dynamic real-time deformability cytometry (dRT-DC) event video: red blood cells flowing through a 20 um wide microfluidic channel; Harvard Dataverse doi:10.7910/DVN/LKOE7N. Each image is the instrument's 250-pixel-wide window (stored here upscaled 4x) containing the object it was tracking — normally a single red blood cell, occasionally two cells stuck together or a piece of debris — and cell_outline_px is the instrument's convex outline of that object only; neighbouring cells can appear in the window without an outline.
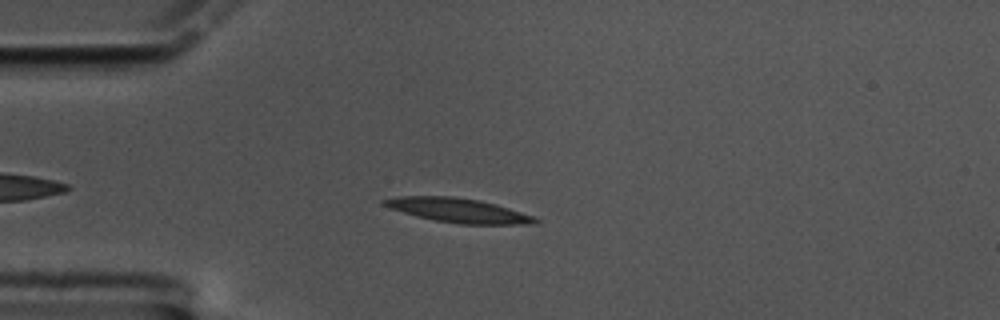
{"species": "common noctule bat (a hibernating species)", "species_latin": "Nyctalus noctula", "temperature_condition": "cold", "stored_images_in_passage": 52, "camera_frame_rate_fps": 3000, "um_per_image_px": 0.085, "animal": {"sex": "male", "body_mass_g": 17.5, "forearm_length_mm": 52.3}, "frame": {"image": 1, "passage_image": 8, "time_ms": 2.333, "image_size_px": [1000, 320], "cell_outline_px": [[540, 220], [536, 224], [460, 224], [436, 220], [416, 216], [392, 208], [384, 204], [380, 200], [400, 196], [452, 196], [480, 200], [496, 204], [536, 216]], "centroid_in_image_um": [39.04, 17.88], "position_along_channel_um": 46.0, "area_um2": 21.27}}
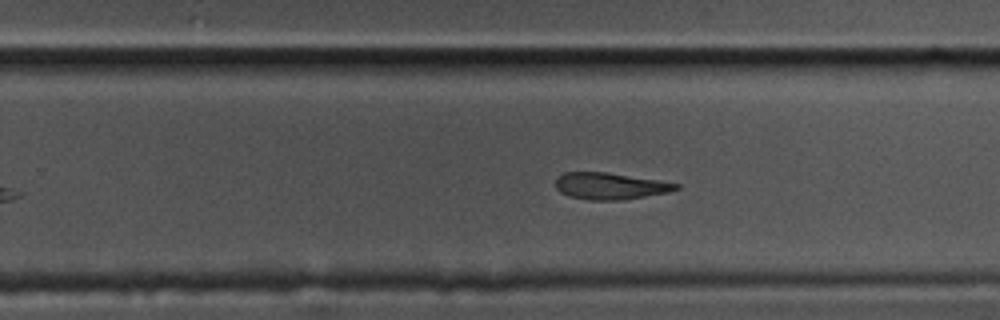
{"frame": {"image": 2, "passage_image": 30, "time_ms": 9.667, "image_size_px": [1000, 320], "cell_outline_px": [[680, 188], [668, 192], [620, 200], [588, 200], [568, 196], [560, 192], [556, 188], [556, 176], [564, 172], [608, 172], [680, 184]], "centroid_in_image_um": [51.81, 15.81], "position_along_channel_um": 278.0, "area_um2": 18.67}}
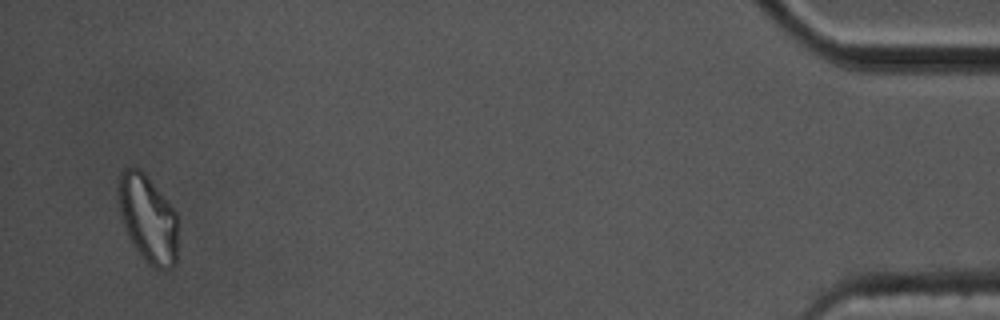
{"frame": {"image": 3, "passage_image": 50, "time_ms": 16.333, "image_size_px": [1000, 320], "cell_outline_px": [[176, 264], [172, 268], [152, 268], [144, 260], [128, 236], [120, 212], [120, 172], [124, 168], [140, 168], [144, 172], [176, 212]], "centroid_in_image_um": [12.59, 18.61], "position_along_channel_um": 422.6, "area_um2": 29.65}, "authors_computed_cell_mechanics": {"area_um2": 20.4323, "velocity_mm_per_s": 3.3913, "shape_relaxation_time_tau1_ms": 3.6961, "shape_relaxation_time_tau2_ms": 5.2311, "deformation_change_tau1": 0.1775, "deformation_change_tau2": 0.1428}}